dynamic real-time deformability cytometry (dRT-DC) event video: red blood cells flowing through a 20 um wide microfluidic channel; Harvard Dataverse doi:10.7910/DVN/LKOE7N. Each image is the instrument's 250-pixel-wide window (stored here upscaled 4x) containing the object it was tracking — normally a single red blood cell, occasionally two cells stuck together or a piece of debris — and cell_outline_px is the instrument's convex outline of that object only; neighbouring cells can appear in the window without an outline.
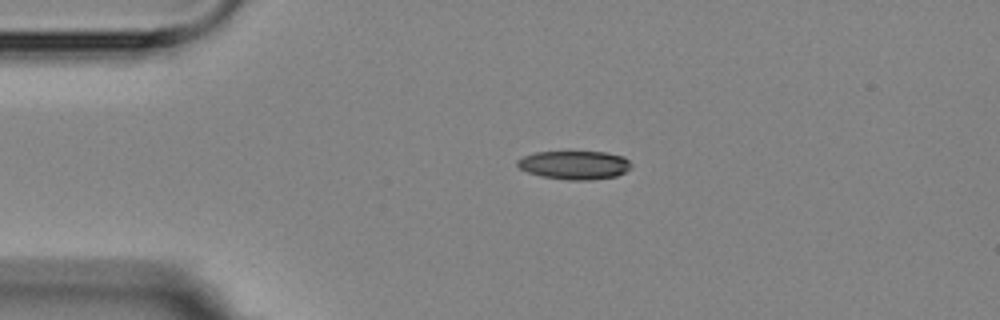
{"species": "Egyptian fruit bat (a non-hibernating species)", "species_latin": "Rousettus aegyptiacus", "temperature_condition": "room temperature", "stored_images_in_passage": 2, "camera_frame_rate_fps": 3000, "um_per_image_px": 0.085, "animal": {"sex": "female"}, "frame": {"image": 1, "passage_image": 1, "time_ms": 0.0, "image_size_px": [1000, 320], "cell_outline_px": [[632, 168], [616, 176], [588, 180], [568, 180], [540, 176], [528, 172], [520, 168], [516, 164], [516, 160], [524, 156], [536, 152], [608, 152], [624, 156], [632, 164]], "centroid_in_image_um": [48.85, 14.02], "position_along_channel_um": 36.1, "area_um2": 19.02}}